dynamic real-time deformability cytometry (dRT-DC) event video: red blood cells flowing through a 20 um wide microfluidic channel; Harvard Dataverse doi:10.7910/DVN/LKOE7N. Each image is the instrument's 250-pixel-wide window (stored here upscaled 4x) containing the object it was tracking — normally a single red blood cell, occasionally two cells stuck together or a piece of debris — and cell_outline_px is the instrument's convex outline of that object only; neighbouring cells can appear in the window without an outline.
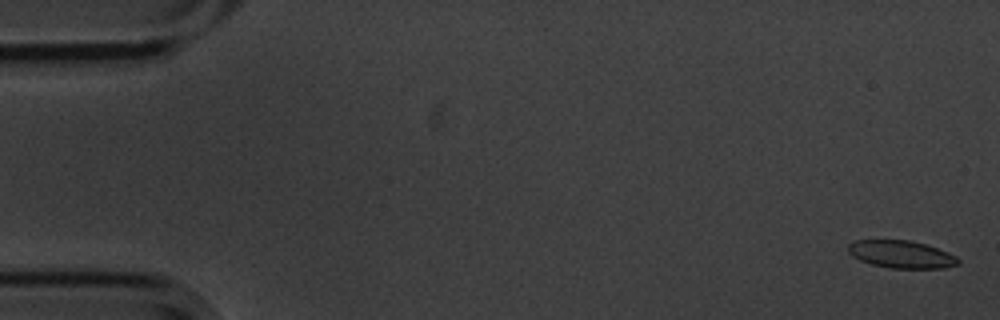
{"species": "common noctule bat (a hibernating species)", "species_latin": "Nyctalus noctula", "temperature_condition": "cold", "stored_images_in_passage": 17, "camera_frame_rate_fps": 3000, "um_per_image_px": 0.085, "animal": {"sex": "male", "body_mass_g": 20.1, "forearm_length_mm": 53.5}, "frame": {"image": 1, "passage_image": 2, "time_ms": 0.333, "image_size_px": [1000, 320], "cell_outline_px": [[960, 264], [944, 268], [888, 268], [872, 264], [860, 260], [852, 256], [848, 252], [848, 244], [856, 240], [908, 240], [924, 244], [948, 252], [956, 256], [960, 260]], "centroid_in_image_um": [76.61, 21.62], "position_along_channel_um": 8.4, "area_um2": 17.63}}